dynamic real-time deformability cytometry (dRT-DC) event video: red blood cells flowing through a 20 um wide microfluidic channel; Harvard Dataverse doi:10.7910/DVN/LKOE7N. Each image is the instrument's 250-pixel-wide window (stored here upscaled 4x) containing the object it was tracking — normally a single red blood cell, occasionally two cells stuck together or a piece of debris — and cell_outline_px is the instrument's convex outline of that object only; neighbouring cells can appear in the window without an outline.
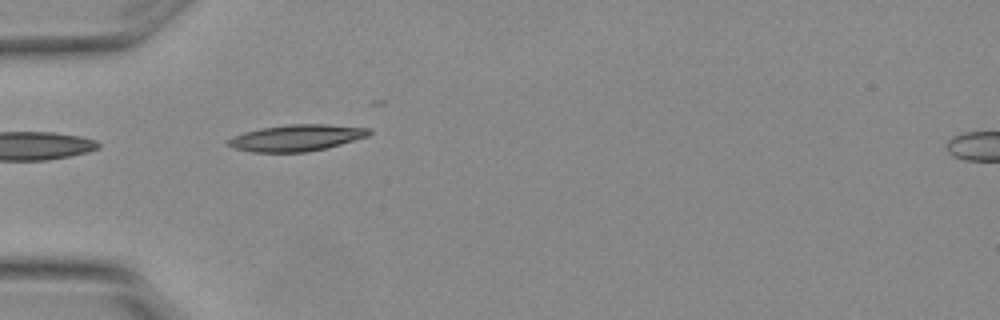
{"species": "Egyptian fruit bat (a non-hibernating species)", "species_latin": "Rousettus aegyptiacus", "temperature_condition": "warm", "stored_images_in_passage": 6, "camera_frame_rate_fps": 3000, "um_per_image_px": 0.085, "animal": {"sex": "female"}, "frame": {"image": 1, "passage_image": 2, "time_ms": 0.333, "image_size_px": [1000, 320], "cell_outline_px": [[372, 132], [368, 136], [340, 144], [308, 152], [252, 152], [236, 148], [228, 144], [224, 140], [232, 136], [244, 132], [260, 128], [288, 124], [328, 124], [372, 128]], "centroid_in_image_um": [25.2, 11.7], "position_along_channel_um": 59.8, "area_um2": 21.79}}
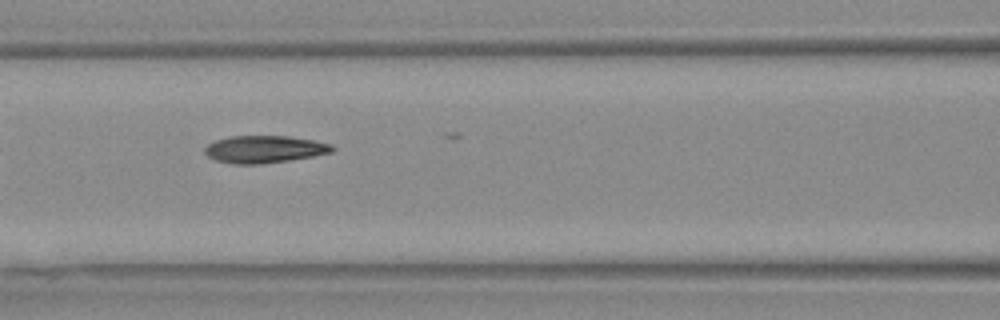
{"frame": {"image": 2, "passage_image": 4, "time_ms": 1.0, "image_size_px": [1000, 320], "cell_outline_px": [[336, 148], [332, 152], [312, 156], [288, 160], [260, 164], [236, 164], [216, 160], [208, 156], [204, 152], [204, 148], [208, 144], [216, 140], [228, 136], [288, 136], [312, 140], [332, 144]], "centroid_in_image_um": [22.47, 12.68], "position_along_channel_um": 144.1, "area_um2": 20.17}}
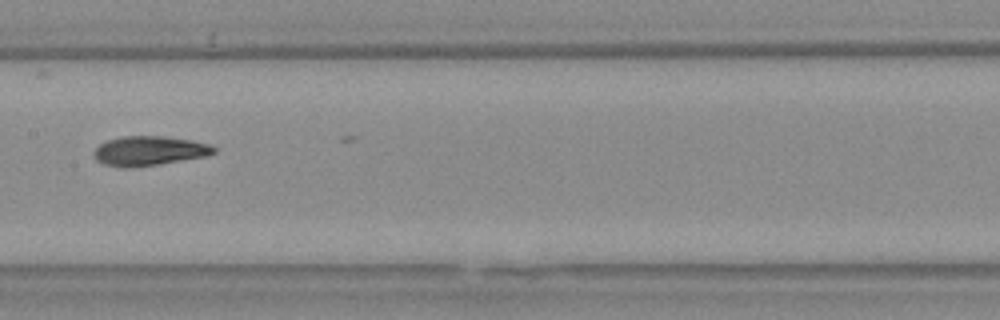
{"frame": {"image": 3, "passage_image": 5, "time_ms": 1.333, "image_size_px": [1000, 320], "cell_outline_px": [[216, 152], [204, 156], [156, 164], [104, 164], [96, 160], [92, 152], [100, 144], [108, 140], [120, 136], [164, 136], [192, 140], [208, 144], [216, 148]], "centroid_in_image_um": [12.71, 12.76], "position_along_channel_um": 194.7, "area_um2": 19.59}}